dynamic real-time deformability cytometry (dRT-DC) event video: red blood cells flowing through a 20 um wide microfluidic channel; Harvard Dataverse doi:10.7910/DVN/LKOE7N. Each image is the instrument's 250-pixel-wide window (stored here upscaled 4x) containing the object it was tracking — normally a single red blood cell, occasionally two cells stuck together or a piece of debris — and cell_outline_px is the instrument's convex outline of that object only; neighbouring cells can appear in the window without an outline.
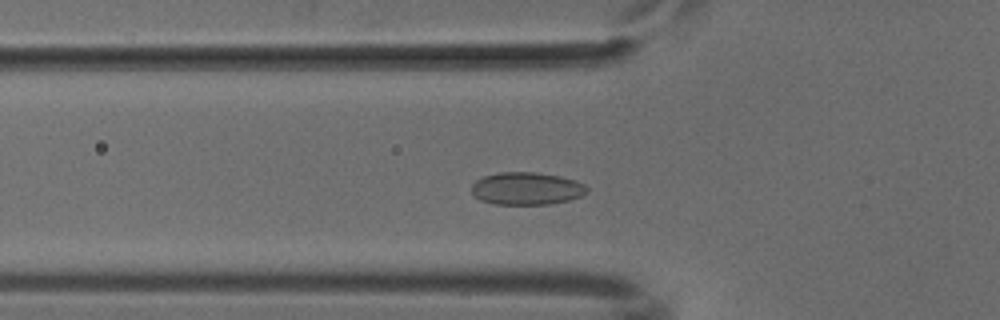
{"species": "common noctule bat (a hibernating species)", "species_latin": "Nyctalus noctula", "temperature_condition": "cold", "stored_images_in_passage": 51, "camera_frame_rate_fps": 3000, "um_per_image_px": 0.085, "animal": {"sex": "male", "body_mass_g": 18.8}, "frame": {"image": 1, "passage_image": 16, "time_ms": 5.0, "image_size_px": [1000, 320], "cell_outline_px": [[588, 192], [580, 196], [568, 200], [548, 204], [492, 204], [480, 200], [472, 192], [472, 184], [476, 180], [484, 176], [500, 172], [536, 172], [560, 176], [576, 180], [584, 184], [588, 188]], "centroid_in_image_um": [44.76, 16.02], "position_along_channel_um": 81.0, "area_um2": 21.91}}
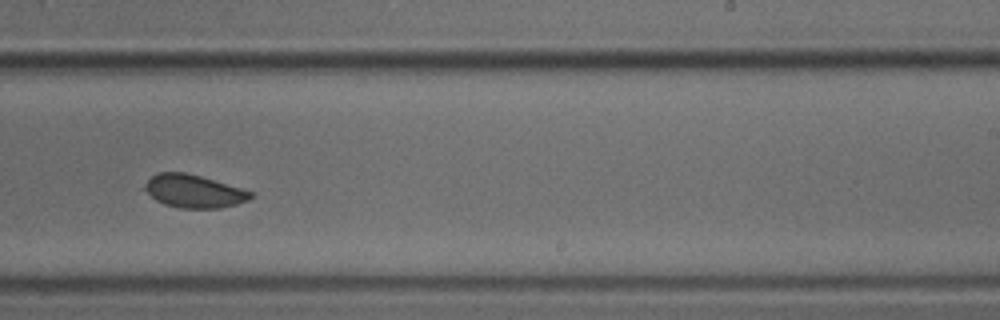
{"frame": {"image": 2, "passage_image": 31, "time_ms": 10.0, "image_size_px": [1000, 320], "cell_outline_px": [[252, 196], [248, 200], [236, 204], [220, 208], [180, 208], [164, 204], [156, 200], [144, 188], [144, 184], [156, 172], [184, 172], [200, 176], [240, 188], [252, 192]], "centroid_in_image_um": [16.45, 16.25], "position_along_channel_um": 272.6, "area_um2": 20.06}}
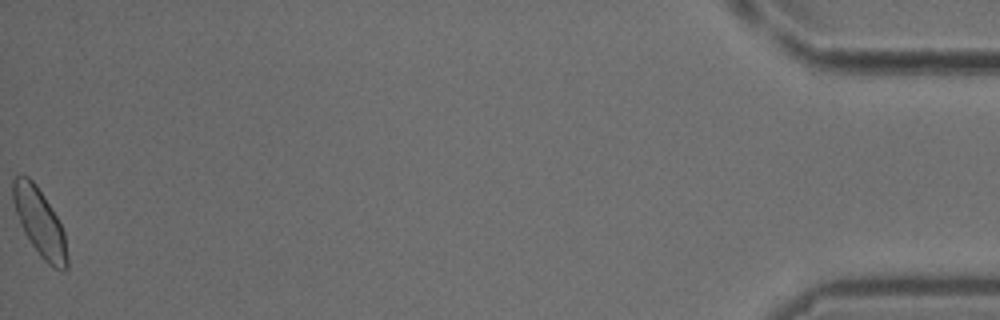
{"frame": {"image": 3, "passage_image": 51, "time_ms": 16.667, "image_size_px": [1000, 320], "cell_outline_px": [[68, 268], [64, 272], [52, 268], [40, 256], [24, 232], [20, 224], [12, 200], [12, 180], [20, 172], [28, 176], [36, 184], [44, 196], [56, 216], [64, 232], [68, 260]], "centroid_in_image_um": [3.36, 18.9], "position_along_channel_um": 431.8, "area_um2": 21.44}}